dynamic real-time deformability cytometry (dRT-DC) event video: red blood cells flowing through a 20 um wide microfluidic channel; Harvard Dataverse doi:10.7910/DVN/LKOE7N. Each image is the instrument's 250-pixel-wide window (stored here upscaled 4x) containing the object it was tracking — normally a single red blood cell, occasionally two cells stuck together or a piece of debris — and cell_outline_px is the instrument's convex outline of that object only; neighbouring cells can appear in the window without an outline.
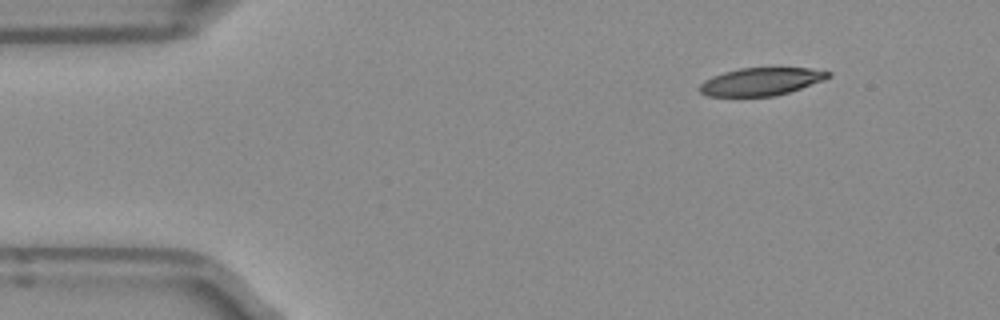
{"species": "Egyptian fruit bat (a non-hibernating species)", "species_latin": "Rousettus aegyptiacus", "temperature_condition": "room temperature", "stored_images_in_passage": 46, "camera_frame_rate_fps": 3000, "um_per_image_px": 0.085, "frame": {"image": 1, "passage_image": 1, "time_ms": 0.0, "image_size_px": [1000, 320], "cell_outline_px": [[832, 76], [824, 80], [788, 92], [772, 96], [708, 96], [700, 92], [700, 84], [704, 80], [712, 76], [724, 72], [740, 68], [808, 68], [832, 72]], "centroid_in_image_um": [64.69, 6.93], "position_along_channel_um": 20.3, "area_um2": 20.63}}
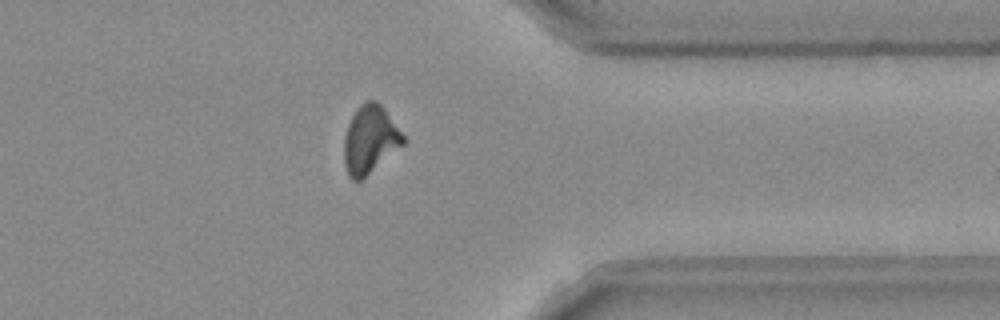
{"frame": {"image": 2, "passage_image": 35, "time_ms": 11.333, "image_size_px": [1000, 320], "cell_outline_px": [[404, 144], [360, 180], [352, 180], [348, 176], [344, 164], [344, 136], [348, 124], [356, 108], [364, 100], [376, 100], [384, 108], [404, 136]], "centroid_in_image_um": [31.42, 11.84], "position_along_channel_um": 380.0, "area_um2": 23.18}}
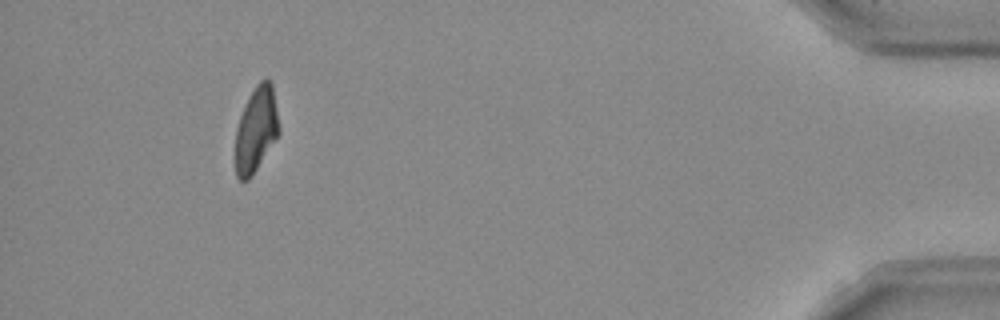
{"frame": {"image": 3, "passage_image": 42, "time_ms": 13.667, "image_size_px": [1000, 320], "cell_outline_px": [[280, 132], [252, 176], [248, 180], [240, 180], [236, 176], [236, 128], [240, 116], [248, 96], [256, 84], [260, 80], [268, 80], [272, 84], [280, 128]], "centroid_in_image_um": [21.77, 11.0], "position_along_channel_um": 413.4, "area_um2": 21.5}, "authors_computed_cell_mechanics": {"area_um2": 22.831, "velocity_mm_per_s": 3.9485, "shape_relaxation_time_tau1_ms": 7.1614, "shape_relaxation_time_tau2_ms": 9.7897, "deformation_change_tau1": 0.2398, "deformation_change_tau2": 0.2064}}